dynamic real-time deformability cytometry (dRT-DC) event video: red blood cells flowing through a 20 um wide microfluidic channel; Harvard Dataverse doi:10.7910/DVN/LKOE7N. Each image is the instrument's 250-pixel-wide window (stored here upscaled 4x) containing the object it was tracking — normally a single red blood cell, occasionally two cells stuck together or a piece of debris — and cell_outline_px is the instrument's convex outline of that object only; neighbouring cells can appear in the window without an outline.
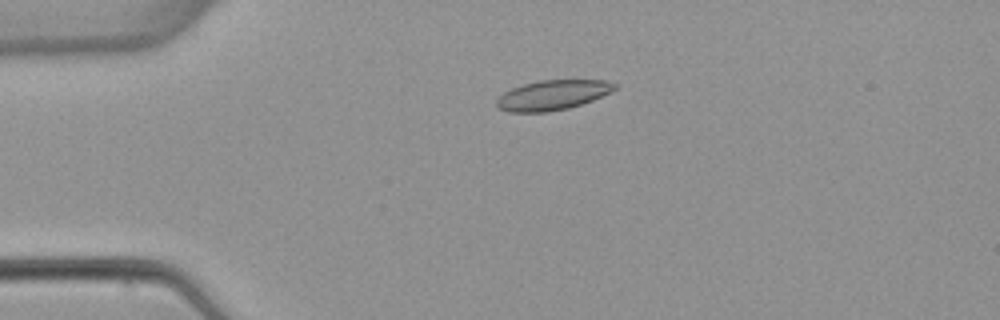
{"species": "common noctule bat (a hibernating species)", "species_latin": "Nyctalus noctula", "temperature_condition": "warm", "stored_images_in_passage": 4, "camera_frame_rate_fps": 3000, "um_per_image_px": 0.085, "animal": {"sex": "female", "body_mass_g": 22.7, "forearm_length_mm": 54.2}, "frame": {"image": 1, "passage_image": 3, "time_ms": 3.333, "image_size_px": [1000, 320], "cell_outline_px": [[616, 88], [612, 92], [592, 100], [568, 108], [548, 112], [508, 112], [496, 108], [496, 100], [504, 92], [512, 88], [524, 84], [540, 80], [604, 80], [616, 84]], "centroid_in_image_um": [46.94, 8.09], "position_along_channel_um": 38.1, "area_um2": 20.52}}